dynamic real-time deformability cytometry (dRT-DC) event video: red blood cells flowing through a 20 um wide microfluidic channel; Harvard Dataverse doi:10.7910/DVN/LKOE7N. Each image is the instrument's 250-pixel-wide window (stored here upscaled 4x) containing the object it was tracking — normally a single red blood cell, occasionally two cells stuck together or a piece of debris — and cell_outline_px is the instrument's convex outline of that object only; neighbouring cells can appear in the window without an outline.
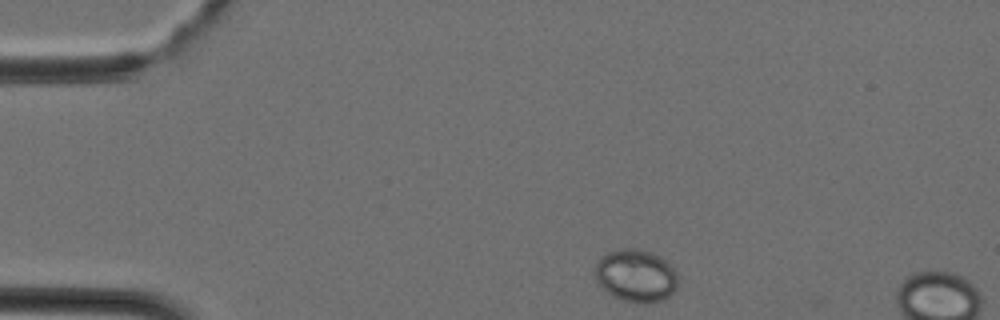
{"species": "Egyptian fruit bat (a non-hibernating species)", "species_latin": "Rousettus aegyptiacus", "temperature_condition": "cold", "stored_images_in_passage": 6, "camera_frame_rate_fps": 3000, "um_per_image_px": 0.085, "animal": {"sex": "female"}, "frame": {"image": 1, "passage_image": 1, "time_ms": 0.0, "image_size_px": [1000, 320], "cell_outline_px": [[676, 292], [660, 300], [648, 304], [636, 304], [612, 296], [600, 288], [596, 280], [596, 264], [608, 252], [624, 248], [632, 248], [652, 252], [660, 256], [676, 272]], "centroid_in_image_um": [54.04, 23.46], "position_along_channel_um": 31.0, "area_um2": 25.37}}